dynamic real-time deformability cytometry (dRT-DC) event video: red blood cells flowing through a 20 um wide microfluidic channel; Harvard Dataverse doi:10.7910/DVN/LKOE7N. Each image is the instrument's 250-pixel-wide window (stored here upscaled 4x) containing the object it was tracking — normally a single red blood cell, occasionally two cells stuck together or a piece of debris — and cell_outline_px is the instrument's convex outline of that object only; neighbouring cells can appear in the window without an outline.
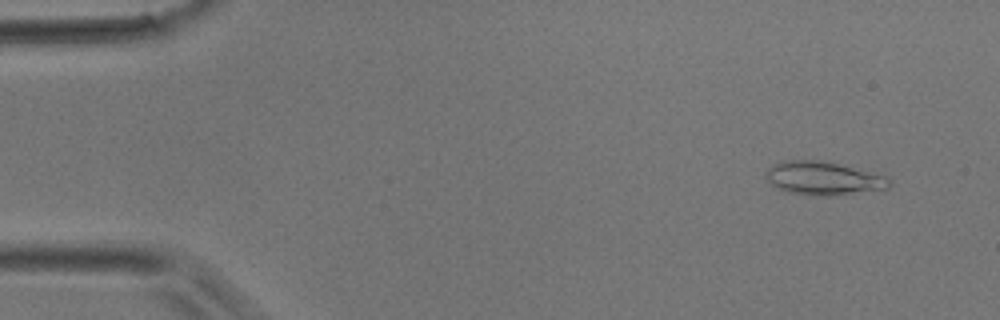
{"species": "common noctule bat (a hibernating species)", "species_latin": "Nyctalus noctula", "temperature_condition": "room temperature", "stored_images_in_passage": 5, "camera_frame_rate_fps": 3000, "um_per_image_px": 0.085, "animal": {"sex": "male", "body_mass_g": 17.9}, "frame": {"image": 1, "passage_image": 2, "time_ms": 0.333, "image_size_px": [1000, 320], "cell_outline_px": [[892, 184], [888, 188], [828, 196], [820, 196], [788, 192], [772, 184], [764, 176], [764, 172], [772, 164], [784, 160], [816, 160], [836, 164], [888, 176], [892, 180]], "centroid_in_image_um": [69.97, 15.15], "position_along_channel_um": 15.0, "area_um2": 23.76}}
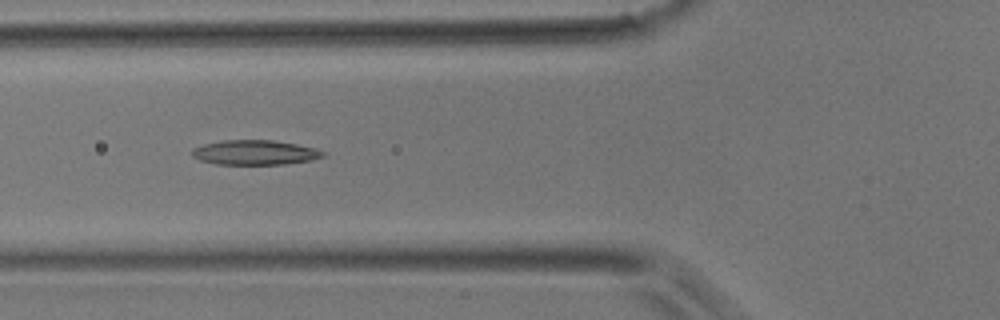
{"frame": {"image": 2, "passage_image": 5, "time_ms": 1.333, "image_size_px": [1000, 320], "cell_outline_px": [[324, 156], [312, 160], [284, 164], [216, 164], [200, 160], [192, 156], [192, 148], [204, 144], [224, 140], [272, 140], [296, 144], [316, 148], [324, 152]], "centroid_in_image_um": [21.66, 12.96], "position_along_channel_um": 104.1, "area_um2": 18.79}}